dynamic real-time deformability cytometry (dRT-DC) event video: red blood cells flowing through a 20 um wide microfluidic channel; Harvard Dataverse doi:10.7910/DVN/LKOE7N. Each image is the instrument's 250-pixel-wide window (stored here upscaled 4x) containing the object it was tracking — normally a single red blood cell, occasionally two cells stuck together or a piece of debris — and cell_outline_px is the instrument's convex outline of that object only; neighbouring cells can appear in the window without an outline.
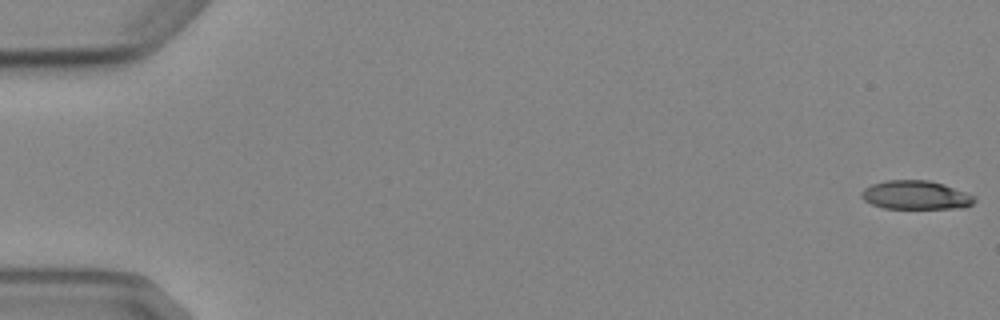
{"species": "Egyptian fruit bat (a non-hibernating species)", "species_latin": "Rousettus aegyptiacus", "temperature_condition": "cold", "stored_images_in_passage": 5, "camera_frame_rate_fps": 3000, "um_per_image_px": 0.085, "animal": {"sex": "female"}, "frame": {"image": 1, "passage_image": 1, "time_ms": 0.0, "image_size_px": [1000, 320], "cell_outline_px": [[976, 200], [972, 204], [964, 208], [884, 208], [872, 204], [864, 200], [860, 196], [860, 192], [864, 188], [872, 184], [888, 180], [928, 180], [944, 184], [976, 196]], "centroid_in_image_um": [77.85, 16.58], "position_along_channel_um": 7.2, "area_um2": 18.96}}